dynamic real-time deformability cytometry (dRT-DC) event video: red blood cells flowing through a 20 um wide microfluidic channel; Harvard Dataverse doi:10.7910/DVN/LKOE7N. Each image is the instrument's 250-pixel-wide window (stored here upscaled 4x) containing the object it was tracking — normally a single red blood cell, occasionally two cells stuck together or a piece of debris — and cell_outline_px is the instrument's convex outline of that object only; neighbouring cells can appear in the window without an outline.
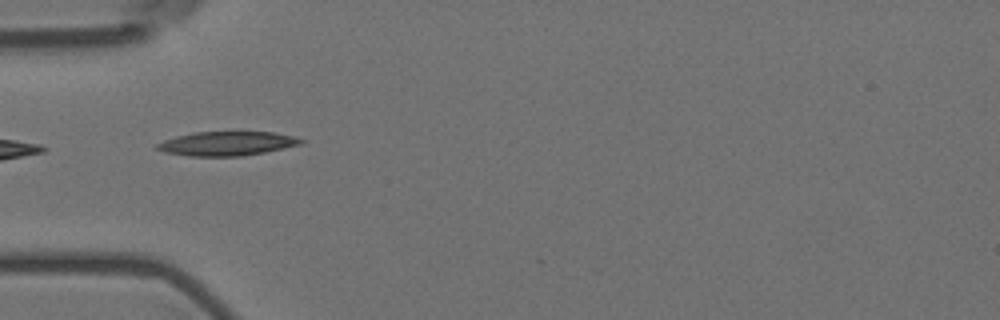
{"species": "Egyptian fruit bat (a non-hibernating species)", "species_latin": "Rousettus aegyptiacus", "temperature_condition": "room temperature", "stored_images_in_passage": 10, "camera_frame_rate_fps": 3000, "um_per_image_px": 0.085, "animal": {"sex": "female"}, "frame": {"image": 1, "passage_image": 3, "time_ms": 0.667, "image_size_px": [1000, 320], "cell_outline_px": [[304, 140], [300, 144], [284, 148], [264, 152], [240, 156], [188, 156], [164, 152], [156, 148], [156, 144], [164, 140], [176, 136], [192, 132], [276, 132], [292, 136]], "centroid_in_image_um": [19.25, 12.2], "position_along_channel_um": 65.7, "area_um2": 20.11}}
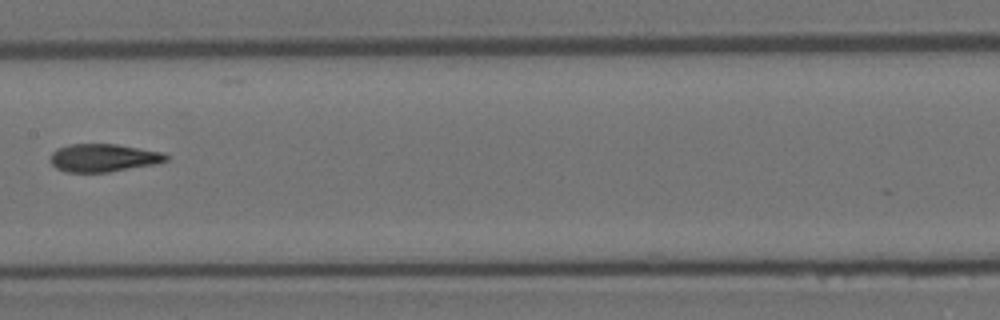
{"frame": {"image": 2, "passage_image": 6, "time_ms": 1.667, "image_size_px": [1000, 320], "cell_outline_px": [[168, 160], [156, 164], [108, 172], [64, 172], [56, 168], [52, 164], [52, 152], [56, 148], [68, 144], [116, 144], [164, 152], [168, 156]], "centroid_in_image_um": [8.8, 13.41], "position_along_channel_um": 198.6, "area_um2": 18.9}}
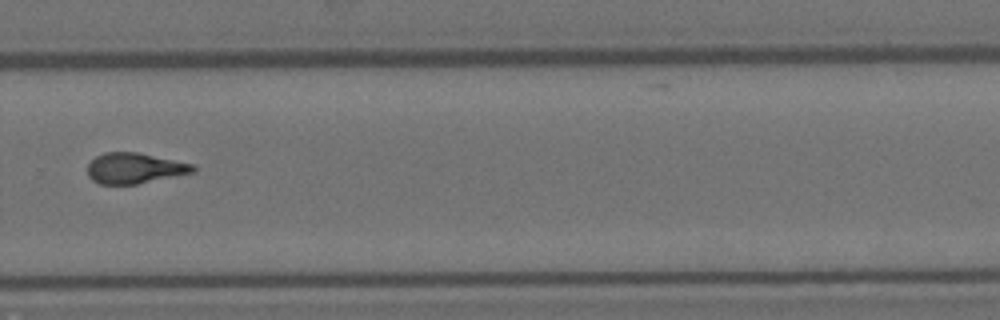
{"frame": {"image": 3, "passage_image": 9, "time_ms": 2.667, "image_size_px": [1000, 320], "cell_outline_px": [[196, 172], [136, 184], [100, 184], [92, 180], [88, 176], [88, 164], [96, 156], [104, 152], [136, 152], [196, 164]], "centroid_in_image_um": [11.47, 14.29], "position_along_channel_um": 318.3, "area_um2": 18.9}}